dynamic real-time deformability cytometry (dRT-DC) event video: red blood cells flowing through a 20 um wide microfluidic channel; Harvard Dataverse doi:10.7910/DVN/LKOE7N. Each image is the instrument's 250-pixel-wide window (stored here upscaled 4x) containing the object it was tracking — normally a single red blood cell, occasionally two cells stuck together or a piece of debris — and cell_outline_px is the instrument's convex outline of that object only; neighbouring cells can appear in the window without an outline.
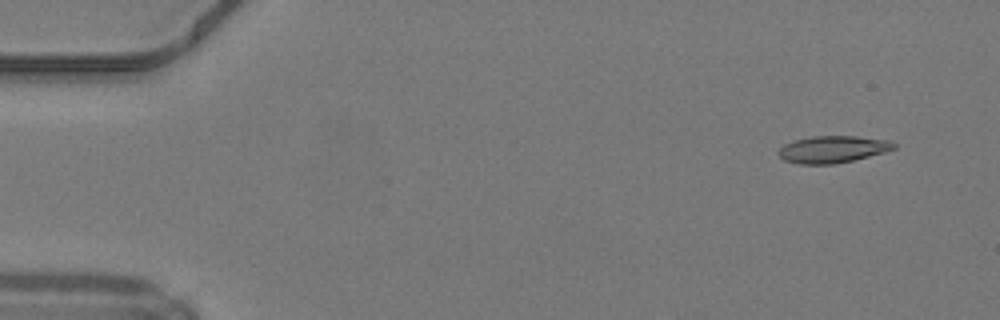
{"species": "common noctule bat (a hibernating species)", "species_latin": "Nyctalus noctula", "temperature_condition": "warm", "stored_images_in_passage": 46, "camera_frame_rate_fps": 3000, "um_per_image_px": 0.085, "animal": {"sex": "male", "body_mass_g": 19.2, "forearm_length_mm": 51.8}, "frame": {"image": 1, "passage_image": 1, "time_ms": 0.0, "image_size_px": [1000, 320], "cell_outline_px": [[896, 148], [884, 152], [836, 164], [800, 164], [784, 160], [776, 152], [784, 144], [792, 140], [812, 136], [856, 136], [892, 140], [896, 144]], "centroid_in_image_um": [70.77, 12.68], "position_along_channel_um": 14.2, "area_um2": 18.26}}
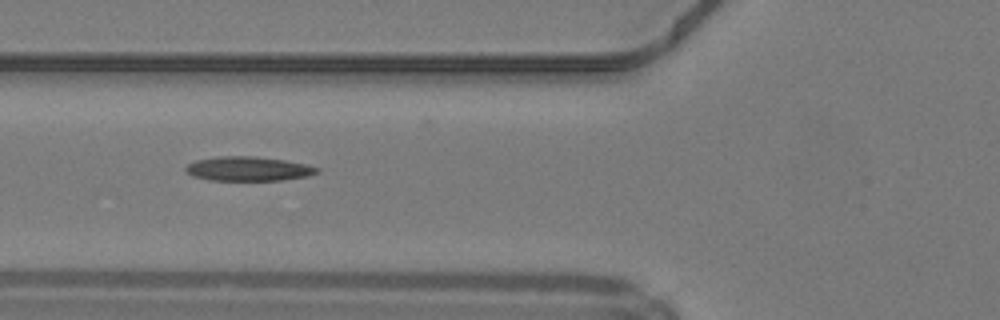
{"frame": {"image": 2, "passage_image": 16, "time_ms": 5.0, "image_size_px": [1000, 320], "cell_outline_px": [[320, 172], [308, 176], [280, 180], [208, 180], [192, 176], [184, 172], [184, 168], [188, 164], [196, 160], [216, 156], [256, 156], [284, 160], [308, 164], [320, 168]], "centroid_in_image_um": [21.09, 14.34], "position_along_channel_um": 104.7, "area_um2": 18.84}}
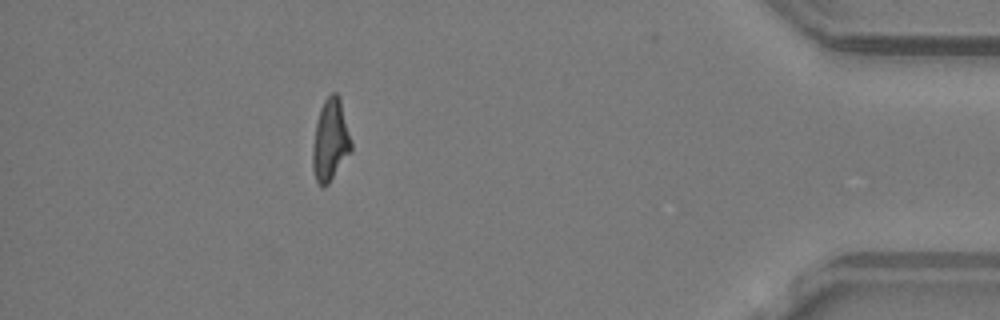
{"frame": {"image": 3, "passage_image": 41, "time_ms": 13.333, "image_size_px": [1000, 320], "cell_outline_px": [[352, 152], [328, 184], [320, 184], [316, 180], [312, 168], [312, 148], [316, 124], [320, 108], [324, 100], [332, 92], [336, 92], [340, 96], [352, 144]], "centroid_in_image_um": [28.09, 11.9], "position_along_channel_um": 407.1, "area_um2": 18.44}, "authors_computed_cell_mechanics": {"area_um2": 18.3804, "velocity_mm_per_s": 4.26, "shape_relaxation_time_tau1_ms": null, "shape_relaxation_time_tau2_ms": 4.7477, "deformation_change_tau1": null, "deformation_change_tau2": 0.1634}}